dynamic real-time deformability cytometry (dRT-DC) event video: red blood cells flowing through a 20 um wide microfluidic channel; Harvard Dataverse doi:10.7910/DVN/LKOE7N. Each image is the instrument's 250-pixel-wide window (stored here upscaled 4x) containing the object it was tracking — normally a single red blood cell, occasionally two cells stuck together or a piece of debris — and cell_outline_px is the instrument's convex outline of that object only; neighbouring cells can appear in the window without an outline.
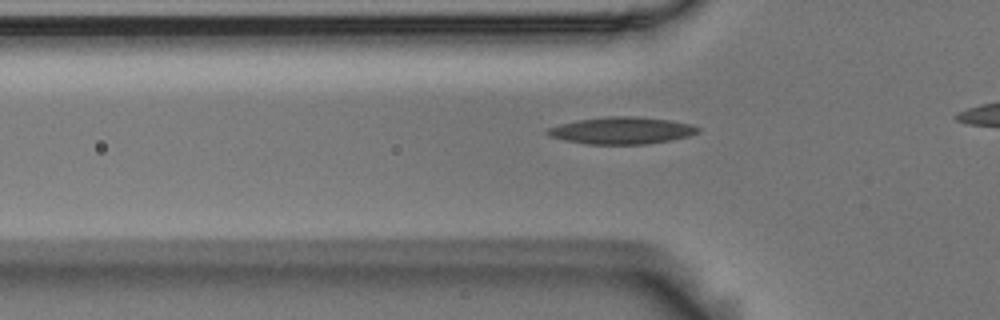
{"species": "Egyptian fruit bat (a non-hibernating species)", "species_latin": "Rousettus aegyptiacus", "temperature_condition": "room temperature", "stored_images_in_passage": 36, "camera_frame_rate_fps": 3000, "um_per_image_px": 0.085, "animal": {"sex": "male"}, "frame": {"image": 1, "passage_image": 10, "time_ms": 3.0, "image_size_px": [1000, 320], "cell_outline_px": [[700, 132], [688, 136], [648, 144], [588, 144], [564, 140], [552, 136], [544, 132], [548, 128], [560, 124], [576, 120], [608, 116], [632, 116], [668, 120], [692, 124], [700, 128]], "centroid_in_image_um": [52.84, 11.09], "position_along_channel_um": 73.0, "area_um2": 23.52}}
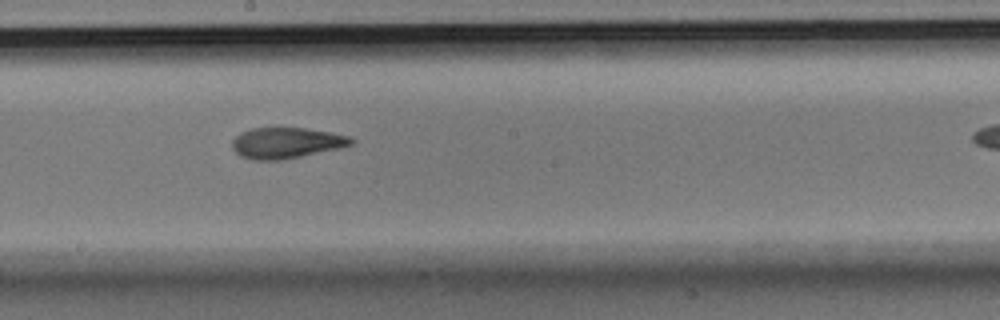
{"frame": {"image": 2, "passage_image": 22, "time_ms": 7.0, "image_size_px": [1000, 320], "cell_outline_px": [[356, 140], [352, 144], [340, 148], [280, 160], [252, 160], [240, 156], [232, 148], [232, 140], [240, 132], [252, 128], [276, 124], [304, 128], [352, 136]], "centroid_in_image_um": [24.3, 12.1], "position_along_channel_um": 223.9, "area_um2": 22.14}}
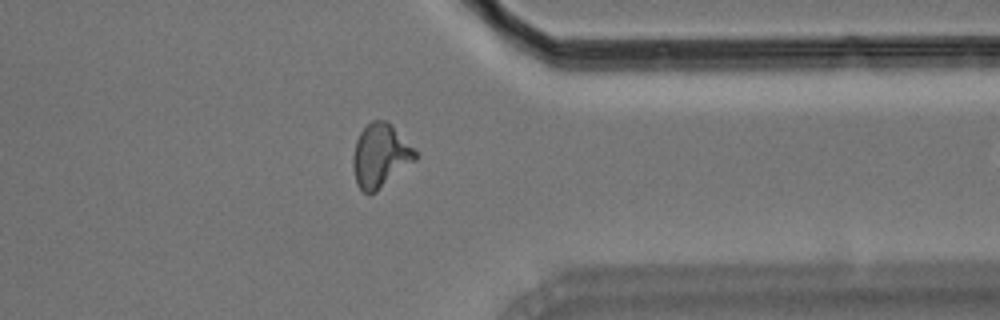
{"frame": {"image": 3, "passage_image": 35, "time_ms": 11.333, "image_size_px": [1000, 320], "cell_outline_px": [[420, 156], [416, 160], [376, 192], [364, 192], [356, 184], [352, 164], [352, 156], [356, 140], [360, 132], [372, 120], [388, 120], [392, 124]], "centroid_in_image_um": [32.33, 13.22], "position_along_channel_um": 379.1, "area_um2": 23.12}}